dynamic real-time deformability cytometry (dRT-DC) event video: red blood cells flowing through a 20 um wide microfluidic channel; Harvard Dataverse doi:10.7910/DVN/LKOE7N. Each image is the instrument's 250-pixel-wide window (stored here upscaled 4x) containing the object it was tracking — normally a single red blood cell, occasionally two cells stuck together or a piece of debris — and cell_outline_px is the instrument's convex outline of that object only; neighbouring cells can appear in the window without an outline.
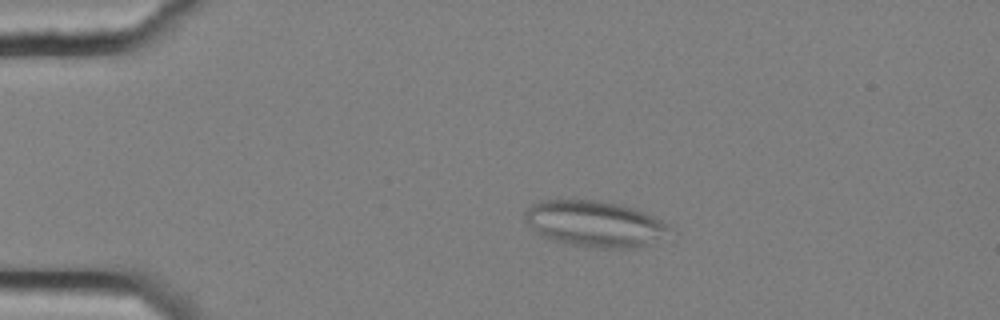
{"species": "common noctule bat (a hibernating species)", "species_latin": "Nyctalus noctula", "temperature_condition": "cold", "stored_images_in_passage": 27, "camera_frame_rate_fps": 3000, "um_per_image_px": 0.085, "animal": {"sex": "female", "body_mass_g": 25.1}, "frame": {"image": 1, "passage_image": 12, "time_ms": 3.667, "image_size_px": [1000, 320], "cell_outline_px": [[676, 232], [640, 248], [600, 248], [572, 244], [552, 240], [540, 236], [524, 220], [524, 212], [532, 204], [540, 200], [596, 200], [620, 204], [644, 212], [668, 224]], "centroid_in_image_um": [50.59, 19.03], "position_along_channel_um": 34.4, "area_um2": 39.13}}